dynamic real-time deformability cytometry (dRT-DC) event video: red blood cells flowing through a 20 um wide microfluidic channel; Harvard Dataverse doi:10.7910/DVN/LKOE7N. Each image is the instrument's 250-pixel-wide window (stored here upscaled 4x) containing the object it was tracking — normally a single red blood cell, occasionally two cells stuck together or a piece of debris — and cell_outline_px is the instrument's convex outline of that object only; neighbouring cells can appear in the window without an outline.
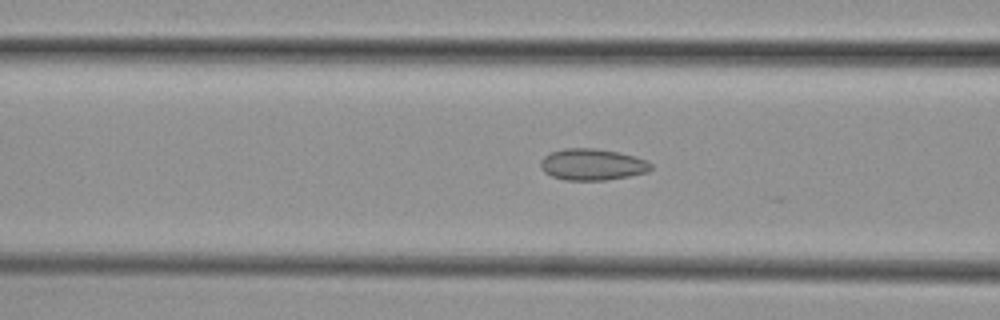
{"species": "common noctule bat (a hibernating species)", "species_latin": "Nyctalus noctula", "temperature_condition": "cold", "stored_images_in_passage": 17, "camera_frame_rate_fps": 3000, "um_per_image_px": 0.085, "animal": {"sex": "female", "body_mass_g": 29.2, "forearm_length_mm": 56.3}, "frame": {"image": 1, "passage_image": 14, "time_ms": 4.333, "image_size_px": [1000, 320], "cell_outline_px": [[652, 168], [648, 172], [628, 176], [604, 180], [564, 180], [552, 176], [544, 172], [540, 168], [540, 160], [548, 152], [564, 148], [596, 148], [616, 152], [648, 160], [652, 164]], "centroid_in_image_um": [50.3, 13.98], "position_along_channel_um": 116.3, "area_um2": 20.35}}